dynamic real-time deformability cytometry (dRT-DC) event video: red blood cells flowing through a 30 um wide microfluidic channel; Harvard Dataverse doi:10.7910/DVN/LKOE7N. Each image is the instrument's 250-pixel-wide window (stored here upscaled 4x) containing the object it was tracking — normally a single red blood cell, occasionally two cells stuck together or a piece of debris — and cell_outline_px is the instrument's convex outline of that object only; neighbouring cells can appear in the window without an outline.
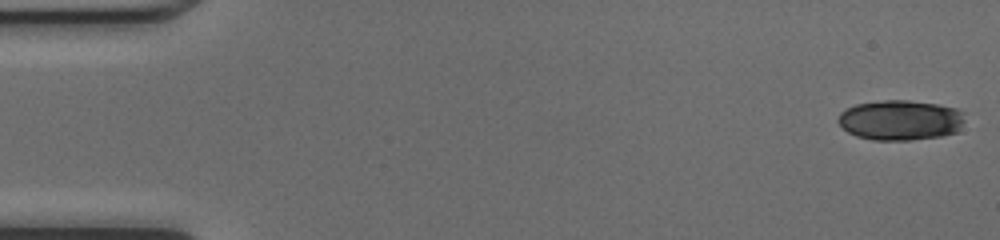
{"species": "common noctule bat (a hibernating species)", "species_latin": "Nyctalus noctula", "temperature_condition": "cold", "stored_images_in_passage": 17, "camera_frame_rate_fps": 3000, "um_per_image_px": 0.085, "animal": {"sex": "female", "body_mass_g": 17.0, "forearm_length_mm": 48.0}, "frame": {"image": 1, "passage_image": 1, "time_ms": 0.0, "image_size_px": [1000, 240], "cell_outline_px": [[964, 120], [956, 132], [944, 136], [908, 140], [872, 140], [856, 136], [848, 132], [836, 120], [840, 112], [856, 104], [884, 100], [908, 100], [936, 104], [956, 108], [964, 112]], "centroid_in_image_um": [76.53, 10.21], "position_along_channel_um": 8.5, "area_um2": 29.71}}